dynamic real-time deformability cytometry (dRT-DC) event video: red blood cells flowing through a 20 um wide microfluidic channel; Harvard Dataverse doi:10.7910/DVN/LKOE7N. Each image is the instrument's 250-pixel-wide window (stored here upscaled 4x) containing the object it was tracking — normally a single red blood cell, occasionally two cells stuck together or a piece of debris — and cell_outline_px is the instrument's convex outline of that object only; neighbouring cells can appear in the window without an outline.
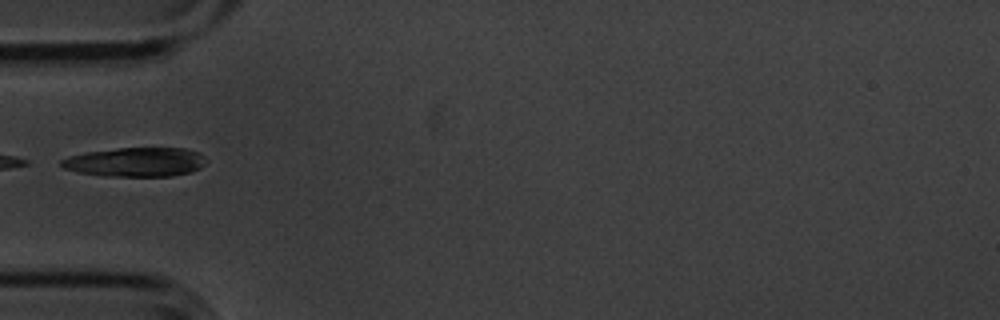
{"species": "common noctule bat (a hibernating species)", "species_latin": "Nyctalus noctula", "temperature_condition": "cold", "stored_images_in_passage": 5, "camera_frame_rate_fps": 3000, "um_per_image_px": 0.085, "animal": {"sex": "male", "body_mass_g": 20.1, "forearm_length_mm": 53.5}, "frame": {"image": 1, "passage_image": 5, "time_ms": 1.333, "image_size_px": [1000, 320], "cell_outline_px": [[208, 160], [200, 168], [192, 172], [172, 176], [104, 176], [80, 172], [64, 168], [60, 164], [60, 160], [68, 156], [84, 152], [116, 148], [184, 148], [200, 152]], "centroid_in_image_um": [11.55, 13.77], "position_along_channel_um": 73.4, "area_um2": 24.85}}